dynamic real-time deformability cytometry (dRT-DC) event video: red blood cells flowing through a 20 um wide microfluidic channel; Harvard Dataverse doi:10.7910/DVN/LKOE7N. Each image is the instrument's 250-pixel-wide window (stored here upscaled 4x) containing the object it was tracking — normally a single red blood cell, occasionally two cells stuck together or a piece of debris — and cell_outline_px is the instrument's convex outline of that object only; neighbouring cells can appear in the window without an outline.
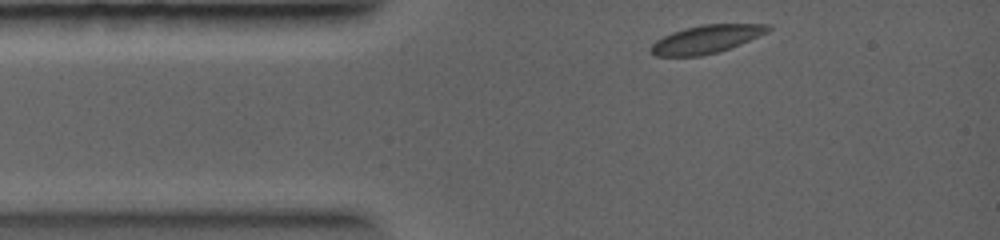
{"species": "common noctule bat (a hibernating species)", "species_latin": "Nyctalus noctula", "temperature_condition": "warm", "stored_images_in_passage": 22, "camera_frame_rate_fps": 5000, "um_per_image_px": 0.085, "animal": {"sex": "female", "body_mass_g": 19.0, "forearm_length_mm": 56.7}, "frame": {"image": 1, "passage_image": 1, "time_ms": 0.0, "image_size_px": [1000, 240], "cell_outline_px": [[772, 28], [768, 32], [740, 44], [716, 52], [700, 56], [656, 56], [648, 48], [656, 40], [672, 32], [684, 28], [704, 24], [768, 24]], "centroid_in_image_um": [60.02, 3.32], "position_along_channel_um": 25.0, "area_um2": 19.02}}
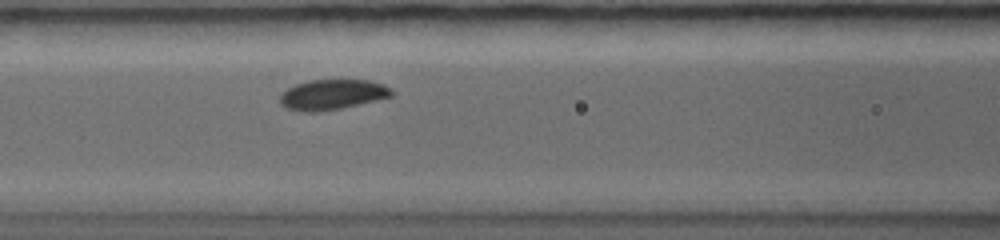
{"frame": {"image": 2, "passage_image": 7, "time_ms": 2.8, "image_size_px": [1000, 240], "cell_outline_px": [[392, 96], [376, 100], [340, 108], [316, 112], [304, 112], [284, 108], [280, 104], [280, 96], [288, 88], [296, 84], [308, 80], [368, 80], [384, 84], [392, 88]], "centroid_in_image_um": [28.23, 8.04], "position_along_channel_um": 138.4, "area_um2": 19.59}}
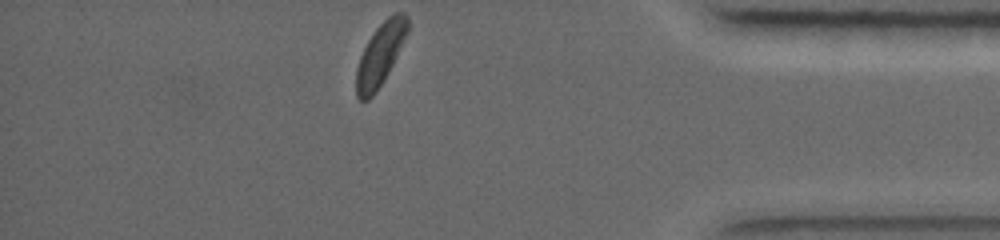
{"frame": {"image": 3, "passage_image": 22, "time_ms": 8.6, "image_size_px": [1000, 240], "cell_outline_px": [[408, 32], [388, 72], [376, 92], [368, 100], [360, 100], [356, 96], [356, 68], [360, 56], [368, 40], [376, 28], [388, 16], [396, 12], [404, 12], [408, 16]], "centroid_in_image_um": [32.31, 4.62], "position_along_channel_um": 402.9, "area_um2": 18.44}}